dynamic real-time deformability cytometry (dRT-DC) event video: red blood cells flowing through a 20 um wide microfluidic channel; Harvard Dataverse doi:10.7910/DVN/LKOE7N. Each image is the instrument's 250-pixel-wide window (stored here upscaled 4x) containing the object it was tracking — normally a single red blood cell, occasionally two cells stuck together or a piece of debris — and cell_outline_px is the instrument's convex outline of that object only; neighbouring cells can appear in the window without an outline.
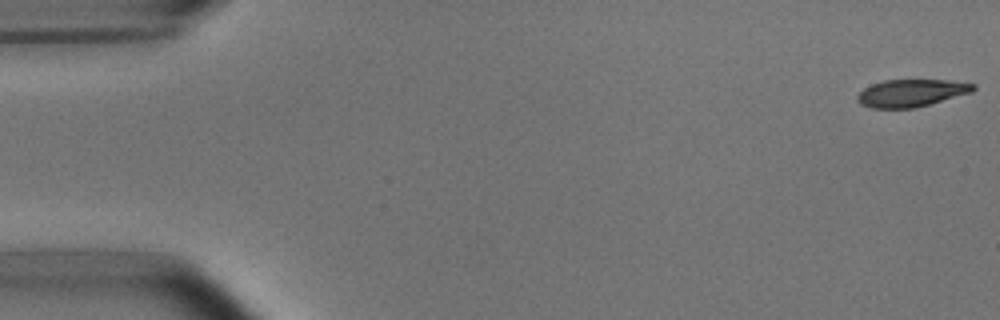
{"species": "common noctule bat (a hibernating species)", "species_latin": "Nyctalus noctula", "temperature_condition": "room temperature", "stored_images_in_passage": 5, "camera_frame_rate_fps": 3000, "um_per_image_px": 0.085, "animal": {"sex": "male", "body_mass_g": 15.6}, "frame": {"image": 1, "passage_image": 1, "time_ms": 0.0, "image_size_px": [1000, 320], "cell_outline_px": [[976, 88], [972, 92], [916, 108], [872, 108], [860, 104], [856, 100], [856, 96], [864, 88], [872, 84], [884, 80], [948, 80], [976, 84]], "centroid_in_image_um": [77.45, 7.91], "position_along_channel_um": 7.6, "area_um2": 18.55}}
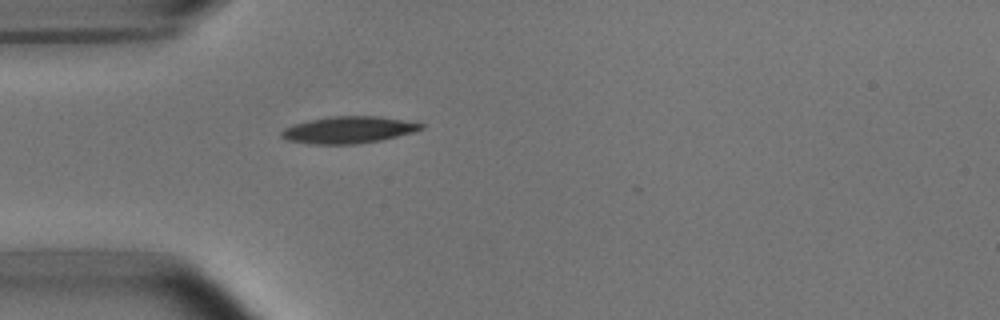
{"frame": {"image": 2, "passage_image": 5, "time_ms": 1.333, "image_size_px": [1000, 320], "cell_outline_px": [[424, 128], [412, 132], [380, 140], [356, 144], [308, 144], [288, 140], [280, 136], [280, 132], [284, 128], [292, 124], [328, 116], [380, 116], [424, 124]], "centroid_in_image_um": [29.57, 11.03], "position_along_channel_um": 55.4, "area_um2": 21.79}}